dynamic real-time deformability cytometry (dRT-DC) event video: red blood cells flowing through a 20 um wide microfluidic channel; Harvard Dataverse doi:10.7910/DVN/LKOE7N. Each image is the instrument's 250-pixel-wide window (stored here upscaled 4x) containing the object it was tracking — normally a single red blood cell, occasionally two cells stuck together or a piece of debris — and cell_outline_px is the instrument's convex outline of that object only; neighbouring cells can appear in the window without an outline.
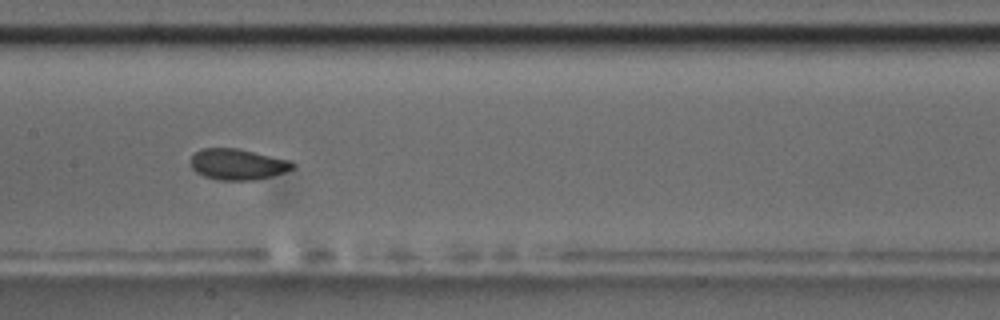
{"species": "common noctule bat (a hibernating species)", "species_latin": "Nyctalus noctula", "temperature_condition": "room temperature", "stored_images_in_passage": 10, "camera_frame_rate_fps": 3000, "um_per_image_px": 0.085, "animal": {"sex": "male", "body_mass_g": 17.5, "forearm_length_mm": 52.3}, "frame": {"image": 1, "passage_image": 9, "time_ms": 9.333, "image_size_px": [1000, 320], "cell_outline_px": [[296, 164], [292, 168], [284, 172], [252, 180], [216, 180], [204, 176], [196, 172], [192, 168], [192, 156], [200, 148], [236, 148], [288, 160]], "centroid_in_image_um": [20.15, 13.96], "position_along_channel_um": 187.2, "area_um2": 18.03}}